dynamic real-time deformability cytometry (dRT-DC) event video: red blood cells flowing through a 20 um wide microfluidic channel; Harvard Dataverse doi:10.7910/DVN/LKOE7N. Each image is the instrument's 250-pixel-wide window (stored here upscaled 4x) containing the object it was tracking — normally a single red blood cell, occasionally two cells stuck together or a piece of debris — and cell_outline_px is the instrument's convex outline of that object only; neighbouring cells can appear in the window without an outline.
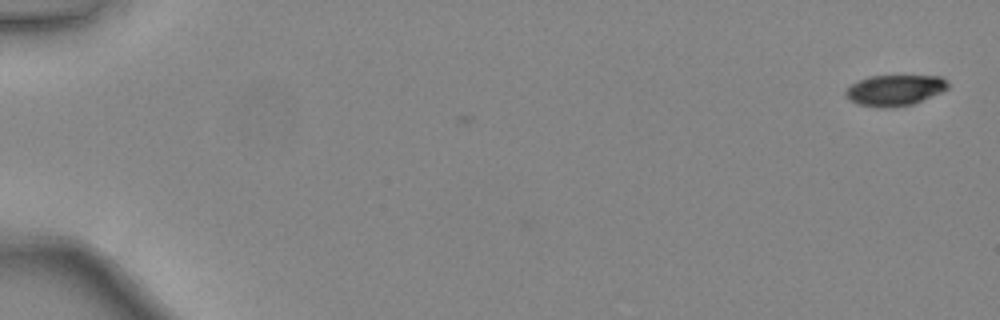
{"species": "common noctule bat (a hibernating species)", "species_latin": "Nyctalus noctula", "temperature_condition": "warm", "stored_images_in_passage": 3, "camera_frame_rate_fps": 3000, "um_per_image_px": 0.085, "animal": {"sex": "female", "body_mass_g": 24.6, "forearm_length_mm": 56.2}, "frame": {"image": 1, "passage_image": 3, "time_ms": 0.667, "image_size_px": [1000, 320], "cell_outline_px": [[948, 88], [940, 92], [912, 104], [892, 108], [880, 108], [860, 104], [848, 100], [844, 96], [844, 92], [852, 84], [868, 76], [940, 76], [948, 80]], "centroid_in_image_um": [76.03, 7.67], "position_along_channel_um": 9.0, "area_um2": 18.32}}